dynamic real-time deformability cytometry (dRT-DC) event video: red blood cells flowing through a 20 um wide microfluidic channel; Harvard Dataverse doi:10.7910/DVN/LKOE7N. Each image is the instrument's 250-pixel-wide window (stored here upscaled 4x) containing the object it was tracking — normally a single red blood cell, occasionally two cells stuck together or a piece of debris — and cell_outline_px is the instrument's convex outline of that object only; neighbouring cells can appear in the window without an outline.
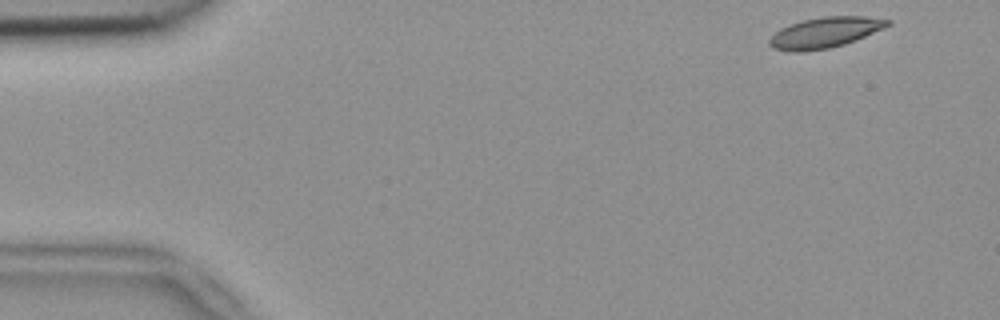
{"species": "common noctule bat (a hibernating species)", "species_latin": "Nyctalus noctula", "temperature_condition": "room temperature", "stored_images_in_passage": 50, "camera_frame_rate_fps": 3000, "um_per_image_px": 0.085, "animal": {"sex": "female", "body_mass_g": 18.4}, "frame": {"image": 1, "passage_image": 1, "time_ms": 0.0, "image_size_px": [1000, 320], "cell_outline_px": [[892, 24], [884, 28], [856, 40], [844, 44], [828, 48], [800, 52], [792, 52], [772, 48], [768, 44], [768, 40], [780, 28], [788, 24], [804, 20], [824, 16], [864, 16], [892, 20]], "centroid_in_image_um": [70.12, 2.76], "position_along_channel_um": 14.9, "area_um2": 21.15}}
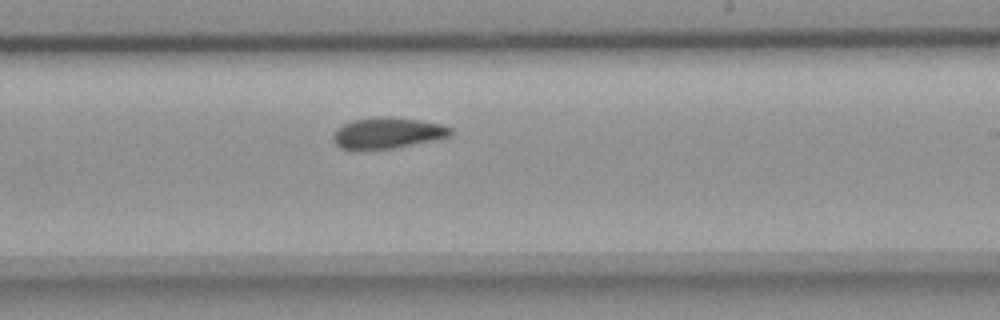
{"frame": {"image": 2, "passage_image": 29, "time_ms": 9.333, "image_size_px": [1000, 320], "cell_outline_px": [[452, 136], [440, 140], [392, 148], [360, 152], [352, 152], [340, 148], [332, 140], [332, 136], [336, 128], [352, 120], [376, 116], [388, 116], [420, 120], [440, 124], [452, 128]], "centroid_in_image_um": [32.9, 11.34], "position_along_channel_um": 256.1, "area_um2": 22.2}}
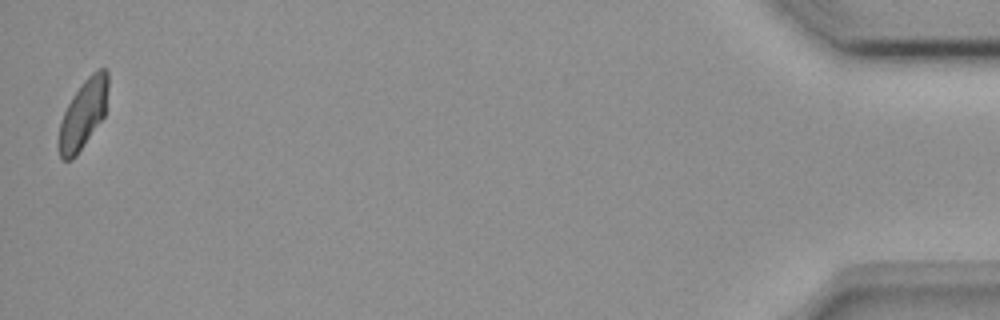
{"frame": {"image": 3, "passage_image": 50, "time_ms": 16.333, "image_size_px": [1000, 320], "cell_outline_px": [[108, 88], [104, 116], [76, 156], [72, 160], [64, 160], [60, 156], [56, 144], [60, 124], [64, 112], [72, 96], [84, 80], [96, 68], [104, 68], [108, 72]], "centroid_in_image_um": [7.05, 9.7], "position_along_channel_um": 428.1, "area_um2": 19.88}, "authors_computed_cell_mechanics": {"area_um2": 21.3282, "velocity_mm_per_s": 3.7658, "shape_relaxation_time_tau1_ms": 8.0197, "shape_relaxation_time_tau2_ms": 4.6821, "deformation_change_tau1": 0.1497, "deformation_change_tau2": 0.0931}}